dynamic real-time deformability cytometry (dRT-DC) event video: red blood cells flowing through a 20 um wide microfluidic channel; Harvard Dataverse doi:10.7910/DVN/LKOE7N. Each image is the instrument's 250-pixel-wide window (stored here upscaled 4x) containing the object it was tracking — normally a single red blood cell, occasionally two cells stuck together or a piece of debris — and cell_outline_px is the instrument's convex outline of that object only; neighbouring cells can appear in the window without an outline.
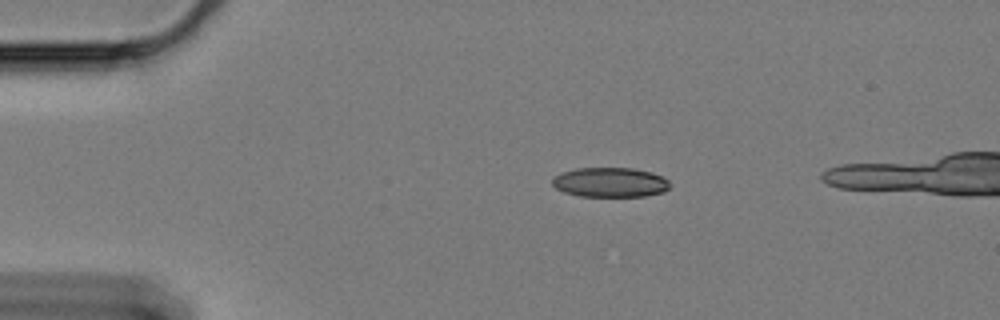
{"species": "Egyptian fruit bat (a non-hibernating species)", "species_latin": "Rousettus aegyptiacus", "temperature_condition": "cold", "stored_images_in_passage": 20, "camera_frame_rate_fps": 3000, "um_per_image_px": 0.085, "animal": {"sex": "female"}, "frame": {"image": 1, "passage_image": 1, "time_ms": 0.0, "image_size_px": [1000, 320], "cell_outline_px": [[672, 184], [664, 192], [644, 196], [580, 196], [564, 192], [556, 188], [552, 184], [552, 180], [556, 176], [564, 172], [576, 168], [632, 168], [648, 172], [660, 176], [668, 180]], "centroid_in_image_um": [51.87, 15.5], "position_along_channel_um": 33.1, "area_um2": 20.11}}
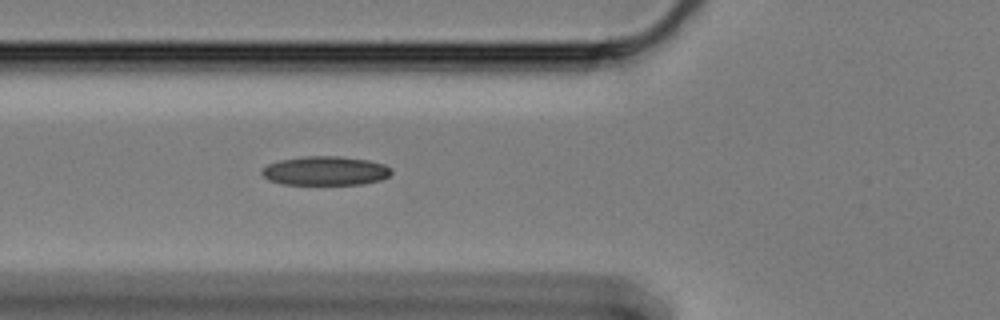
{"frame": {"image": 2, "passage_image": 11, "time_ms": 3.333, "image_size_px": [1000, 320], "cell_outline_px": [[392, 172], [388, 176], [380, 180], [364, 184], [284, 184], [268, 180], [260, 172], [260, 168], [268, 164], [280, 160], [308, 156], [340, 156], [368, 160], [384, 164], [392, 168]], "centroid_in_image_um": [27.65, 14.52], "position_along_channel_um": 98.1, "area_um2": 21.96}}
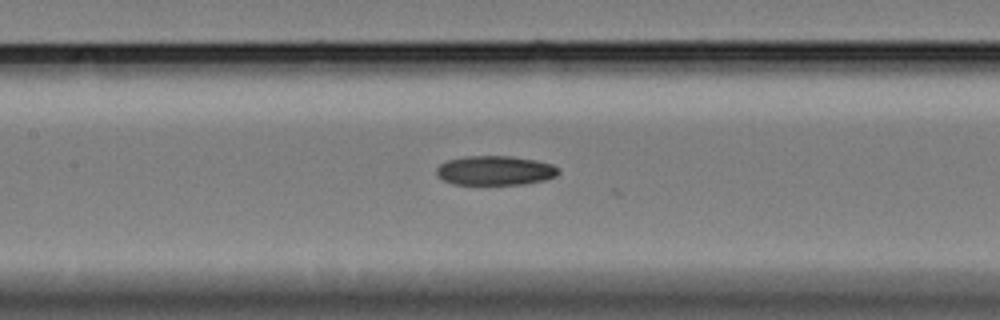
{"frame": {"image": 3, "passage_image": 17, "time_ms": 5.333, "image_size_px": [1000, 320], "cell_outline_px": [[560, 172], [556, 176], [544, 180], [524, 184], [452, 184], [436, 176], [436, 168], [440, 164], [448, 160], [464, 156], [512, 156], [536, 160], [552, 164], [560, 168]], "centroid_in_image_um": [42.09, 14.49], "position_along_channel_um": 165.3, "area_um2": 21.04}}